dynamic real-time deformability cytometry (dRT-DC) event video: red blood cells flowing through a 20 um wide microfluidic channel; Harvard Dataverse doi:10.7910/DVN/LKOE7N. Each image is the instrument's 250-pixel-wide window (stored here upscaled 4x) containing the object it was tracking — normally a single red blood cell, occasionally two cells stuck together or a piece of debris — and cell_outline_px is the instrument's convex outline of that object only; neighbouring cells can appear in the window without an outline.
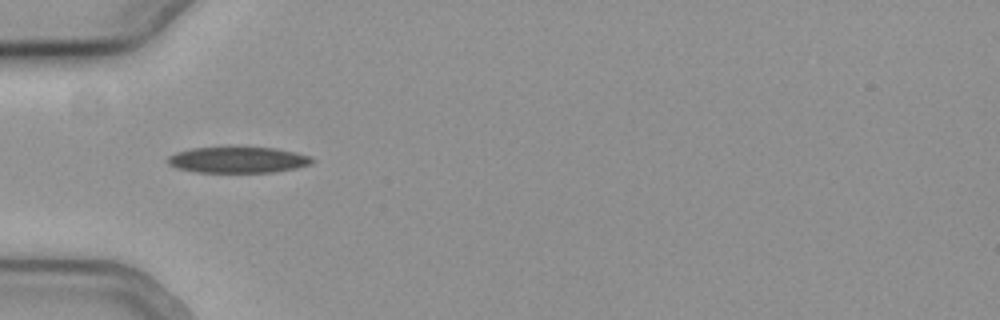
{"species": "common noctule bat (a hibernating species)", "species_latin": "Nyctalus noctula", "temperature_condition": "cold", "stored_images_in_passage": 23, "camera_frame_rate_fps": 3000, "um_per_image_px": 0.085, "animal": {"sex": "female", "body_mass_g": 19.3, "forearm_length_mm": 54.1}, "frame": {"image": 1, "passage_image": 1, "time_ms": 0.0, "image_size_px": [1000, 320], "cell_outline_px": [[316, 160], [308, 164], [296, 168], [272, 172], [196, 172], [176, 168], [168, 164], [168, 156], [176, 152], [192, 148], [228, 144], [276, 148], [296, 152], [308, 156]], "centroid_in_image_um": [20.18, 13.54], "position_along_channel_um": 64.8, "area_um2": 22.83}}